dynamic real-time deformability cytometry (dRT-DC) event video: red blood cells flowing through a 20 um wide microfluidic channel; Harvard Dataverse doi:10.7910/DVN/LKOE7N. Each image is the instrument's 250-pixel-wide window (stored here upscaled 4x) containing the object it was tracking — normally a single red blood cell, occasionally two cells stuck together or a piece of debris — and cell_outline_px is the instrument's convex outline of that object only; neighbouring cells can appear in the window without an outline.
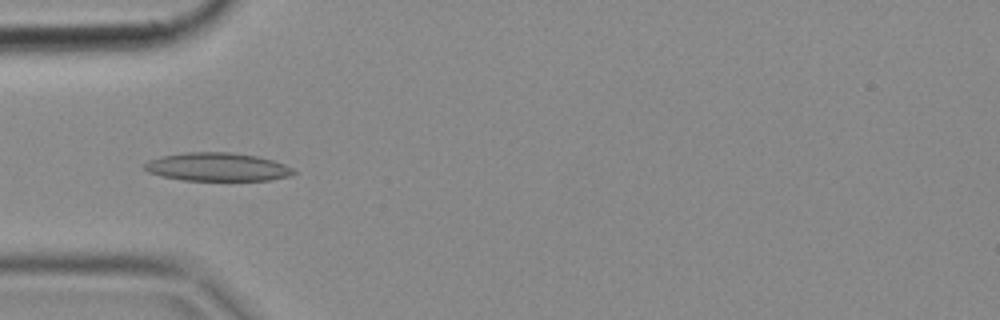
{"species": "common noctule bat (a hibernating species)", "species_latin": "Nyctalus noctula", "temperature_condition": "cold", "stored_images_in_passage": 6, "camera_frame_rate_fps": 3000, "um_per_image_px": 0.085, "animal": {"sex": "female", "body_mass_g": 18.4}, "frame": {"image": 1, "passage_image": 3, "time_ms": 0.667, "image_size_px": [1000, 320], "cell_outline_px": [[296, 172], [288, 176], [268, 180], [184, 180], [160, 176], [148, 172], [144, 168], [144, 164], [148, 160], [160, 156], [184, 152], [232, 152], [256, 156], [272, 160], [284, 164], [292, 168]], "centroid_in_image_um": [18.42, 14.18], "position_along_channel_um": 66.6, "area_um2": 24.57}}
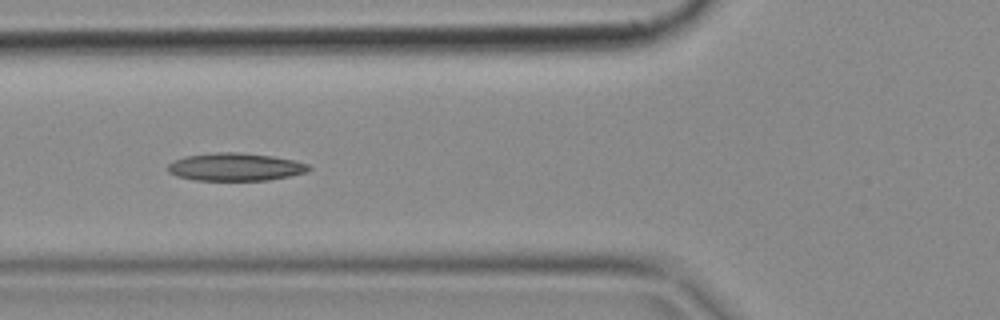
{"frame": {"image": 2, "passage_image": 4, "time_ms": 1.0, "image_size_px": [1000, 320], "cell_outline_px": [[312, 168], [308, 172], [268, 180], [196, 180], [176, 176], [168, 172], [168, 164], [184, 156], [216, 152], [236, 152], [272, 156], [292, 160], [308, 164]], "centroid_in_image_um": [20.0, 14.19], "position_along_channel_um": 105.8, "area_um2": 22.72}}
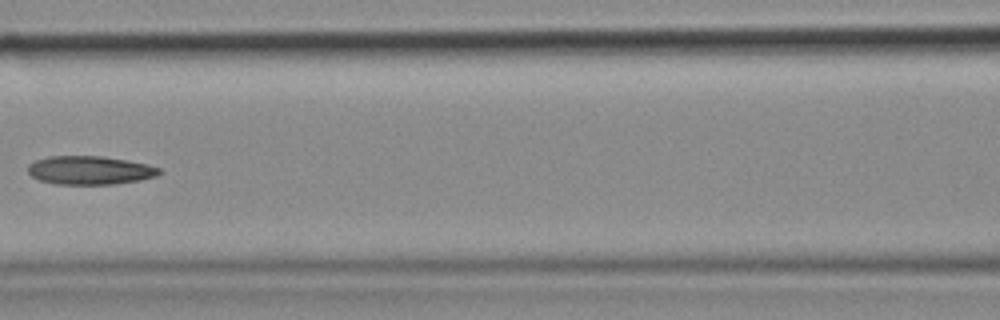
{"frame": {"image": 3, "passage_image": 5, "time_ms": 1.333, "image_size_px": [1000, 320], "cell_outline_px": [[164, 172], [156, 176], [140, 180], [112, 184], [56, 184], [40, 180], [32, 176], [28, 172], [28, 164], [36, 160], [48, 156], [104, 156], [148, 164], [160, 168]], "centroid_in_image_um": [7.66, 14.46], "position_along_channel_um": 158.9, "area_um2": 21.91}}